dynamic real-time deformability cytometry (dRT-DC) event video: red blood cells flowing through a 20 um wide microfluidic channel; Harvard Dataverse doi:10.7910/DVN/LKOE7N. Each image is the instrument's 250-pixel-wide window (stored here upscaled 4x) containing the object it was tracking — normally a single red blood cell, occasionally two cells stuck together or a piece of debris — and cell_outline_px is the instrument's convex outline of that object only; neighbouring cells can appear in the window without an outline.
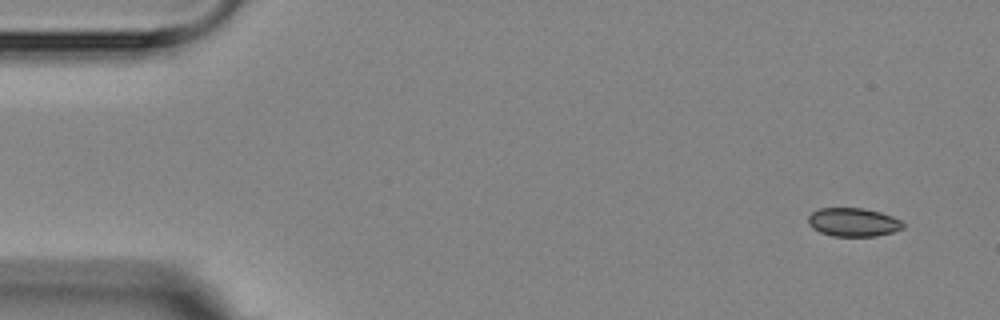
{"species": "Egyptian fruit bat (a non-hibernating species)", "species_latin": "Rousettus aegyptiacus", "temperature_condition": "room temperature", "stored_images_in_passage": 6, "segment_of_instrument_passage": [2, 2], "camera_frame_rate_fps": 3000, "um_per_image_px": 0.085, "animal": {"sex": "female"}, "frame": {"image": 1, "passage_image": 6, "time_ms": 6.0, "image_size_px": [1000, 320], "cell_outline_px": [[904, 228], [892, 232], [876, 236], [832, 236], [820, 232], [812, 228], [808, 224], [808, 216], [812, 212], [820, 208], [864, 208], [880, 212], [892, 216], [900, 220], [904, 224]], "centroid_in_image_um": [72.51, 18.88], "position_along_channel_um": 12.5, "area_um2": 15.84}}